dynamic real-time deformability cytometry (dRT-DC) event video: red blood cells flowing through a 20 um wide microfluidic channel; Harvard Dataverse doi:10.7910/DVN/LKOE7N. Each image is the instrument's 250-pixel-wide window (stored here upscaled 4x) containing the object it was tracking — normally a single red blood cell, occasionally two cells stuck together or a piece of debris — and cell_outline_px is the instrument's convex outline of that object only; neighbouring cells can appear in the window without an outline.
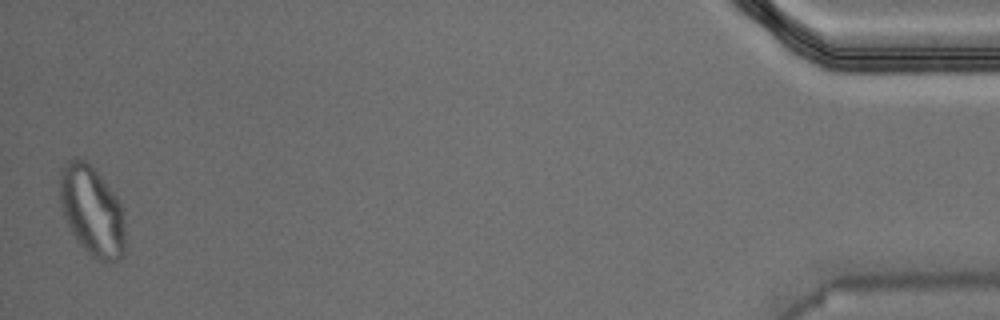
{"species": "Egyptian fruit bat (a non-hibernating species)", "species_latin": "Rousettus aegyptiacus", "temperature_condition": "warm", "stored_images_in_passage": 45, "segment_of_instrument_passage": [2, 2], "camera_frame_rate_fps": 3000, "um_per_image_px": 0.085, "animal": {"sex": "male"}, "frame": {"image": 1, "passage_image": 45, "time_ms": 14.667, "image_size_px": [1000, 320], "cell_outline_px": [[124, 256], [120, 260], [104, 264], [96, 260], [80, 244], [72, 232], [68, 224], [60, 204], [60, 168], [72, 156], [76, 156], [84, 160], [100, 176], [116, 196], [124, 208]], "centroid_in_image_um": [7.83, 17.95], "position_along_channel_um": 427.4, "area_um2": 34.45}}